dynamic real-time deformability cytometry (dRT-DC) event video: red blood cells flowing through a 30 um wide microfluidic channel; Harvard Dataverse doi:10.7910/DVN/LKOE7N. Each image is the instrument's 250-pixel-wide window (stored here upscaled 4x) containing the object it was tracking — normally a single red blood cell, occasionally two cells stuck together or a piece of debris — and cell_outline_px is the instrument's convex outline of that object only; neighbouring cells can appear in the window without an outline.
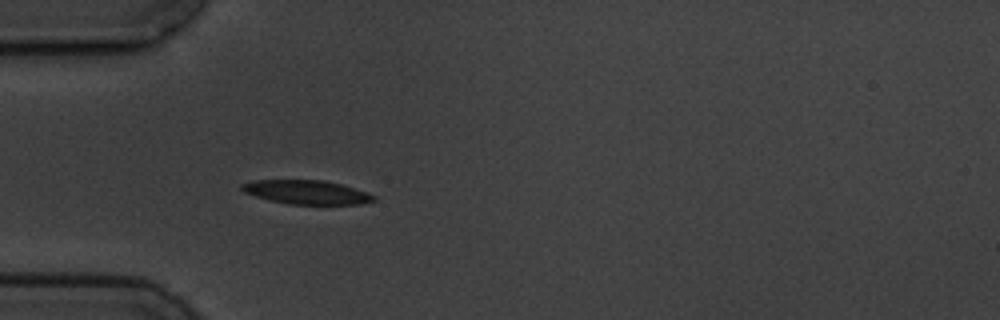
{"species": "common noctule bat (a hibernating species)", "species_latin": "Nyctalus noctula", "temperature_condition": "cold", "stored_images_in_passage": 1, "camera_frame_rate_fps": 3000, "um_per_image_px": 0.085, "animal": {"sex": "male", "body_mass_g": 19.5, "forearm_length_mm": 54.6}, "frame": {"image": 1, "passage_image": 1, "time_ms": 0.0, "image_size_px": [1000, 320], "cell_outline_px": [[376, 200], [360, 204], [288, 204], [268, 200], [244, 192], [240, 188], [240, 184], [252, 180], [324, 180], [340, 184], [376, 196]], "centroid_in_image_um": [26.0, 16.33], "position_along_channel_um": 59.0, "area_um2": 18.26}}